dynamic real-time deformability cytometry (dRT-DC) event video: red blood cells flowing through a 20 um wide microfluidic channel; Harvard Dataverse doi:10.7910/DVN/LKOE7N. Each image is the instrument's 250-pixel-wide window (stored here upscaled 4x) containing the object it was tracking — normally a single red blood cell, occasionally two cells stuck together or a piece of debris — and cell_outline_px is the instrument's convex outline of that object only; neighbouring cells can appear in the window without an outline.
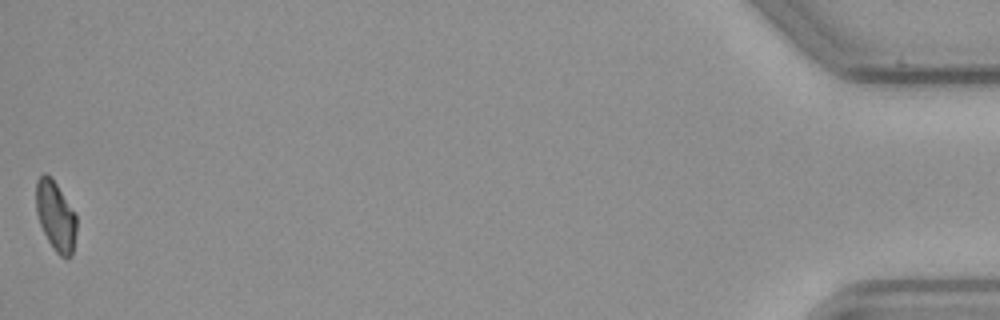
{"species": "common noctule bat (a hibernating species)", "species_latin": "Nyctalus noctula", "temperature_condition": "cold", "stored_images_in_passage": 41, "camera_frame_rate_fps": 3000, "um_per_image_px": 0.085, "animal": {"sex": "male", "body_mass_g": 23.1, "forearm_length_mm": 52.7}, "frame": {"image": 1, "passage_image": 41, "time_ms": 13.333, "image_size_px": [1000, 320], "cell_outline_px": [[76, 232], [72, 256], [68, 260], [60, 256], [56, 252], [48, 240], [40, 224], [36, 212], [36, 180], [44, 172], [56, 184], [76, 216]], "centroid_in_image_um": [4.72, 18.41], "position_along_channel_um": 430.5, "area_um2": 16.18}, "authors_computed_cell_mechanics": {"area_um2": 18.1492, "velocity_mm_per_s": 3.6561, "shape_relaxation_time_tau1_ms": 7.8861, "shape_relaxation_time_tau2_ms": null, "deformation_change_tau1": 0.1435, "deformation_change_tau2": null}}